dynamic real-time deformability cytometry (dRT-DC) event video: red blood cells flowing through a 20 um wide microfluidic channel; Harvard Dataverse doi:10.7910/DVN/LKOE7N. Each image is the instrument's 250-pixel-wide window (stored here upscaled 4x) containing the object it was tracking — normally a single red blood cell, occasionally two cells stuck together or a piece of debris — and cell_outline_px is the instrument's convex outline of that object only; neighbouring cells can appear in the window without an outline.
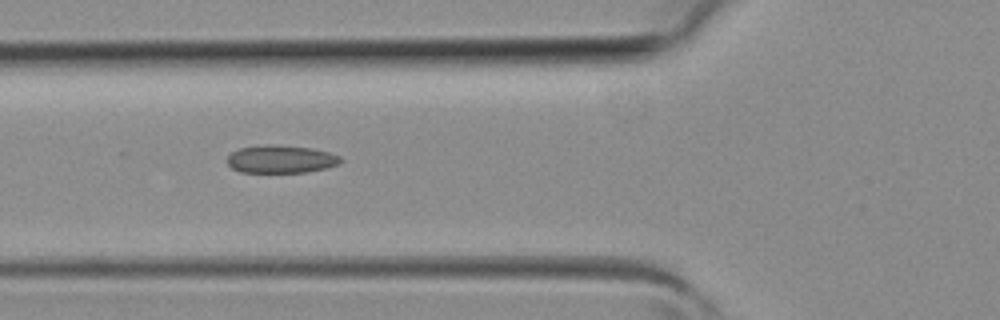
{"species": "common noctule bat (a hibernating species)", "species_latin": "Nyctalus noctula", "temperature_condition": "room temperature", "stored_images_in_passage": 5, "camera_frame_rate_fps": 3000, "um_per_image_px": 0.085, "animal": {"sex": "female", "body_mass_g": 19.3, "forearm_length_mm": 54.1}, "frame": {"image": 1, "passage_image": 4, "time_ms": 1.0, "image_size_px": [1000, 320], "cell_outline_px": [[344, 160], [340, 164], [328, 168], [304, 172], [240, 172], [232, 168], [228, 164], [228, 156], [232, 152], [240, 148], [312, 148], [328, 152], [340, 156]], "centroid_in_image_um": [23.96, 13.59], "position_along_channel_um": 101.8, "area_um2": 17.34}}
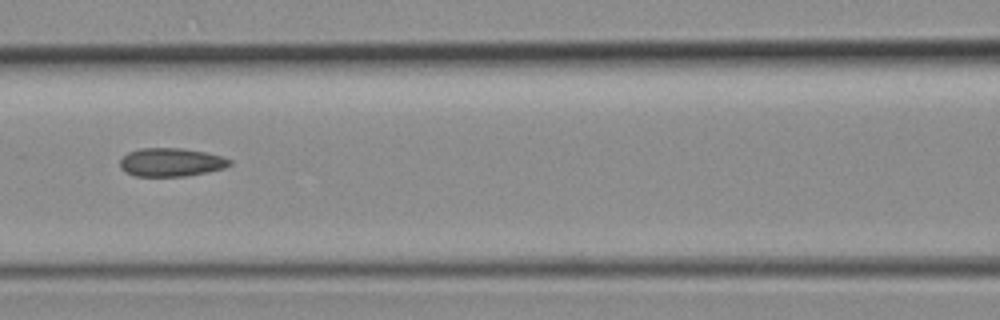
{"frame": {"image": 2, "passage_image": 5, "time_ms": 1.333, "image_size_px": [1000, 320], "cell_outline_px": [[232, 164], [224, 168], [208, 172], [188, 176], [136, 176], [124, 172], [120, 168], [120, 160], [128, 152], [140, 148], [180, 148], [204, 152], [220, 156], [232, 160]], "centroid_in_image_um": [14.53, 13.8], "position_along_channel_um": 152.1, "area_um2": 18.21}}